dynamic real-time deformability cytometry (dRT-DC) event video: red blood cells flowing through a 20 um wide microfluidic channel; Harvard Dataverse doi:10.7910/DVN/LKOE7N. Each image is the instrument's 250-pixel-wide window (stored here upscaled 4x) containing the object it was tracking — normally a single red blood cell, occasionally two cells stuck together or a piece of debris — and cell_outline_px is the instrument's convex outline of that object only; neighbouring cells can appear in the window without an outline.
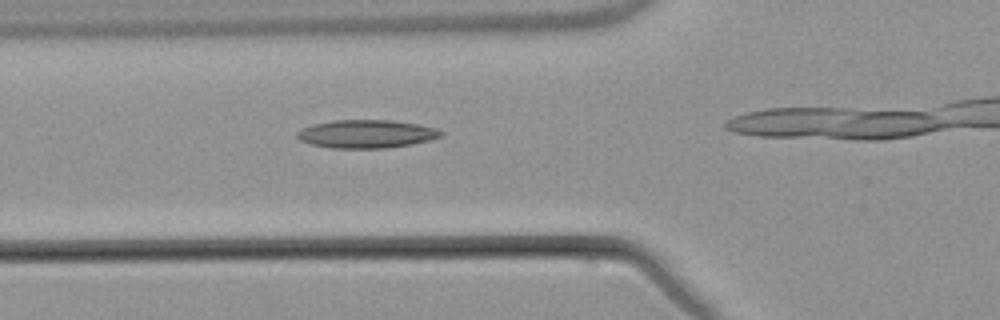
{"species": "common noctule bat (a hibernating species)", "species_latin": "Nyctalus noctula", "temperature_condition": "warm", "stored_images_in_passage": 3, "camera_frame_rate_fps": 3000, "um_per_image_px": 0.085, "animal": {"sex": "male", "body_mass_g": 21.5, "forearm_length_mm": 52.0}, "frame": {"image": 1, "passage_image": 2, "time_ms": 1.0, "image_size_px": [1000, 320], "cell_outline_px": [[444, 132], [440, 136], [432, 140], [412, 144], [384, 148], [328, 148], [312, 144], [300, 140], [296, 136], [296, 132], [300, 128], [312, 124], [332, 120], [392, 120], [420, 124], [436, 128]], "centroid_in_image_um": [31.13, 11.38], "position_along_channel_um": 94.7, "area_um2": 23.87}}